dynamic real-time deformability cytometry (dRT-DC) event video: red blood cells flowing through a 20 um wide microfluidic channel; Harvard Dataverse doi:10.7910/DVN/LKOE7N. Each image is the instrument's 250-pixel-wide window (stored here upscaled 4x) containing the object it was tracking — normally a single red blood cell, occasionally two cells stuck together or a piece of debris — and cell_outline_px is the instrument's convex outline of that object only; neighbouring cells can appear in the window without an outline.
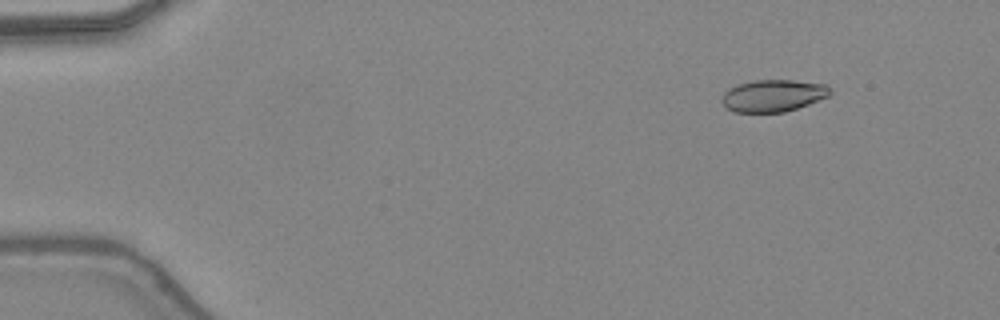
{"species": "common noctule bat (a hibernating species)", "species_latin": "Nyctalus noctula", "temperature_condition": "warm", "stored_images_in_passage": 43, "camera_frame_rate_fps": 3000, "um_per_image_px": 0.085, "animal": {"sex": "female", "body_mass_g": 24.6, "forearm_length_mm": 56.2}, "frame": {"image": 1, "passage_image": 1, "time_ms": 0.0, "image_size_px": [1000, 320], "cell_outline_px": [[832, 92], [828, 96], [820, 100], [784, 112], [732, 112], [724, 108], [720, 100], [724, 92], [728, 88], [736, 84], [756, 80], [792, 80], [828, 84]], "centroid_in_image_um": [65.68, 8.13], "position_along_channel_um": 19.3, "area_um2": 20.52}}
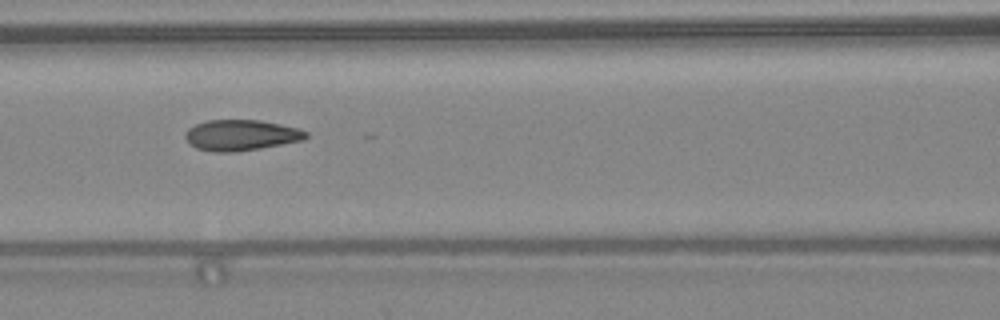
{"frame": {"image": 2, "passage_image": 17, "time_ms": 5.333, "image_size_px": [1000, 320], "cell_outline_px": [[308, 136], [304, 140], [260, 148], [236, 152], [216, 152], [196, 148], [184, 136], [188, 128], [196, 124], [208, 120], [260, 120], [300, 128], [308, 132]], "centroid_in_image_um": [20.52, 11.48], "position_along_channel_um": 146.1, "area_um2": 21.62}}
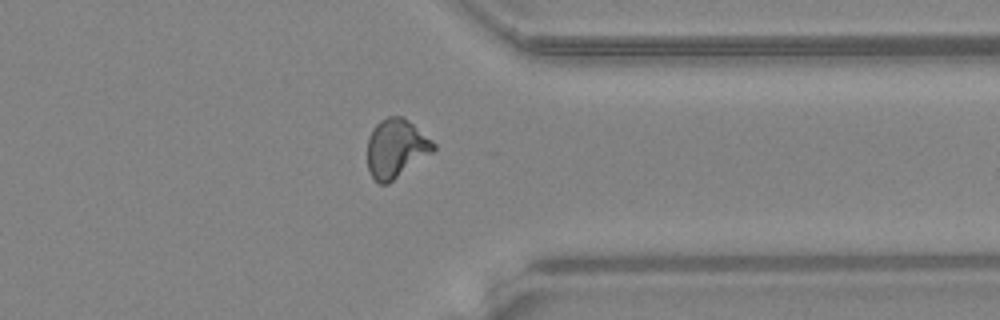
{"frame": {"image": 3, "passage_image": 33, "time_ms": 10.667, "image_size_px": [1000, 320], "cell_outline_px": [[436, 148], [432, 152], [388, 184], [380, 184], [368, 172], [368, 140], [372, 128], [380, 120], [388, 116], [400, 116], [408, 120], [432, 140], [436, 144]], "centroid_in_image_um": [33.65, 12.6], "position_along_channel_um": 377.8, "area_um2": 22.43}, "authors_computed_cell_mechanics": {"area_um2": 21.4438, "velocity_mm_per_s": 4.4222, "shape_relaxation_time_tau1_ms": 7.2859, "shape_relaxation_time_tau2_ms": 0.8444, "deformation_change_tau1": 0.2285, "deformation_change_tau2": 0.0649}}